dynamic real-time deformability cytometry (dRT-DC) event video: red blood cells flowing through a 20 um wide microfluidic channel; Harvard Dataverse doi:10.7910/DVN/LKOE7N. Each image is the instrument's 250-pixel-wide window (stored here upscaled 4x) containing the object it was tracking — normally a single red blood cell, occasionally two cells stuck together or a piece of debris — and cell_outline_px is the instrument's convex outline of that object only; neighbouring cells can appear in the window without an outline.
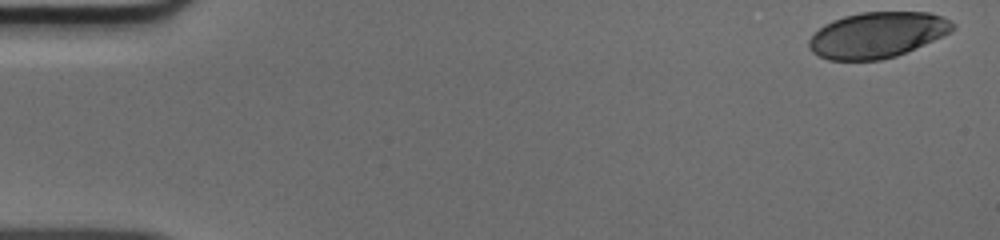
{"species": "human", "species_latin": "Homo sapiens", "temperature_condition": "cold", "stored_images_in_passage": 50, "camera_frame_rate_fps": 3000, "um_per_image_px": 0.085, "donor": {"sex": "male"}, "frame": {"image": 1, "passage_image": 1, "time_ms": 0.0, "image_size_px": [1000, 240], "cell_outline_px": [[956, 28], [932, 40], [896, 56], [880, 60], [828, 60], [812, 52], [808, 48], [808, 40], [824, 24], [832, 20], [844, 16], [860, 12], [928, 12], [940, 16], [956, 24]], "centroid_in_image_um": [74.52, 2.97], "position_along_channel_um": 10.5, "area_um2": 37.97}}
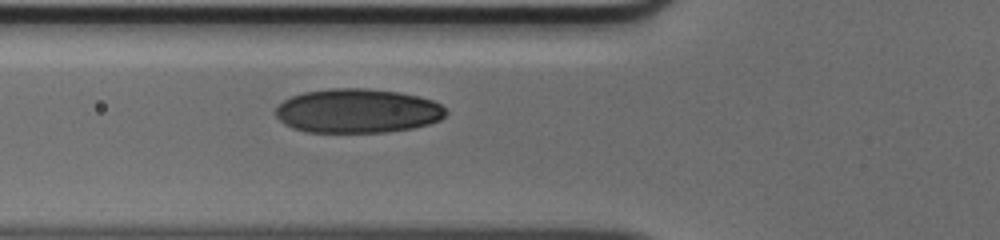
{"frame": {"image": 2, "passage_image": 18, "time_ms": 5.667, "image_size_px": [1000, 240], "cell_outline_px": [[448, 112], [440, 120], [428, 124], [412, 128], [384, 132], [308, 132], [292, 128], [284, 124], [276, 116], [276, 108], [284, 100], [292, 96], [304, 92], [328, 88], [368, 88], [400, 92], [432, 100], [440, 104]], "centroid_in_image_um": [30.38, 9.42], "position_along_channel_um": 95.4, "area_um2": 43.87}}
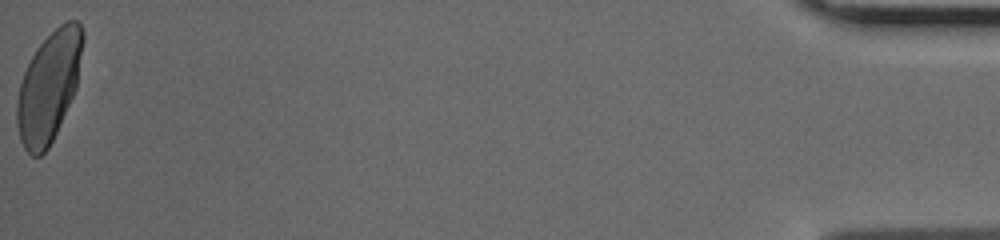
{"frame": {"image": 3, "passage_image": 50, "time_ms": 16.333, "image_size_px": [1000, 240], "cell_outline_px": [[84, 40], [76, 88], [56, 132], [48, 148], [40, 156], [32, 156], [24, 148], [20, 140], [16, 124], [16, 104], [20, 84], [24, 72], [36, 48], [60, 24], [68, 20], [76, 20], [80, 24], [84, 32]], "centroid_in_image_um": [4.15, 7.36], "position_along_channel_um": 431.1, "area_um2": 41.96}}